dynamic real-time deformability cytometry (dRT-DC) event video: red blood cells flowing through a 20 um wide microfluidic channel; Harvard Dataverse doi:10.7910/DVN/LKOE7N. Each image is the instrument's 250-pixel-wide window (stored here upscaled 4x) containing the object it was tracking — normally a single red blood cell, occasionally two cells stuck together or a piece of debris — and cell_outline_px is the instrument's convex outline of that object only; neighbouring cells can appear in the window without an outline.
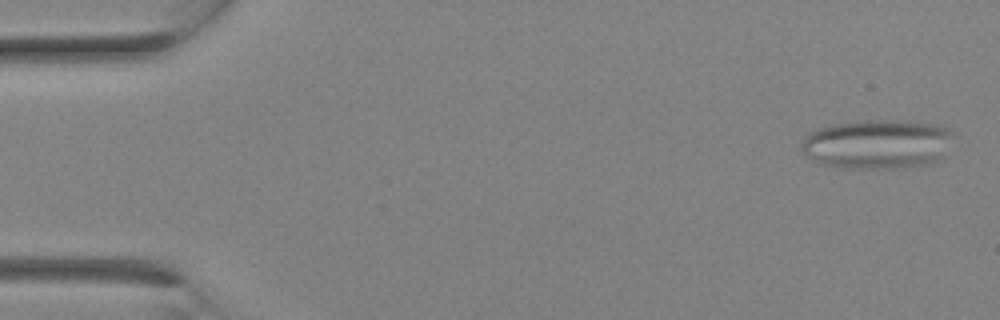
{"species": "Egyptian fruit bat (a non-hibernating species)", "species_latin": "Rousettus aegyptiacus", "temperature_condition": "room temperature", "stored_images_in_passage": 26, "camera_frame_rate_fps": 3000, "um_per_image_px": 0.085, "animal": {"sex": "female"}, "frame": {"image": 1, "passage_image": 1, "time_ms": 0.0, "image_size_px": [1000, 320], "cell_outline_px": [[952, 132], [944, 160], [932, 164], [904, 168], [840, 168], [820, 164], [804, 156], [800, 148], [800, 144], [804, 136], [808, 132], [816, 128], [832, 124], [856, 120], [900, 120], [936, 124], [948, 128]], "centroid_in_image_um": [74.54, 12.26], "position_along_channel_um": 10.5, "area_um2": 44.91}}
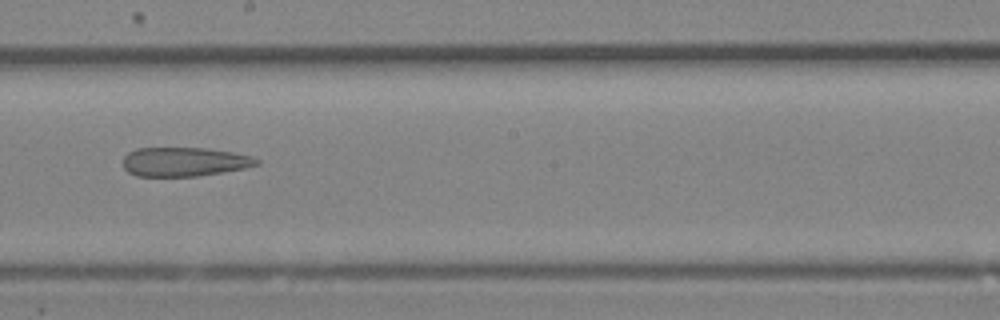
{"frame": {"image": 2, "passage_image": 15, "time_ms": 4.667, "image_size_px": [1000, 320], "cell_outline_px": [[260, 164], [244, 168], [224, 172], [196, 176], [136, 176], [128, 172], [124, 168], [124, 156], [128, 152], [136, 148], [204, 148], [232, 152], [252, 156], [260, 160]], "centroid_in_image_um": [15.67, 13.75], "position_along_channel_um": 232.5, "area_um2": 22.66}}
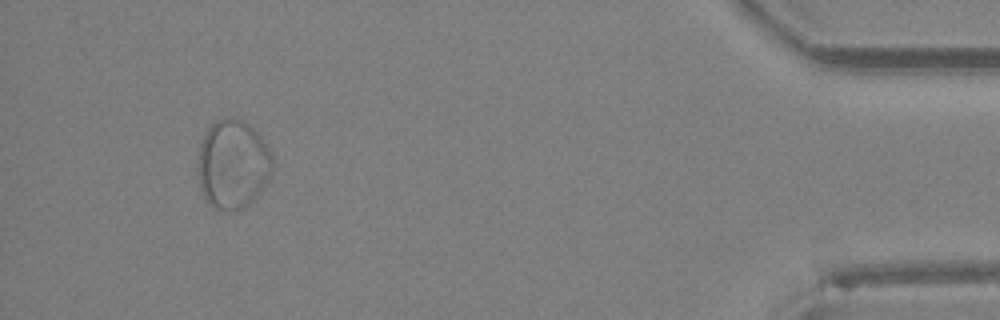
{"frame": {"image": 3, "passage_image": 25, "time_ms": 8.0, "image_size_px": [1000, 320], "cell_outline_px": [[272, 172], [268, 180], [260, 192], [248, 204], [240, 208], [212, 208], [204, 200], [200, 188], [196, 172], [200, 144], [208, 128], [216, 120], [228, 116], [232, 116], [248, 124], [260, 136], [268, 148], [272, 156]], "centroid_in_image_um": [19.75, 13.94], "position_along_channel_um": 415.4, "area_um2": 38.67}}